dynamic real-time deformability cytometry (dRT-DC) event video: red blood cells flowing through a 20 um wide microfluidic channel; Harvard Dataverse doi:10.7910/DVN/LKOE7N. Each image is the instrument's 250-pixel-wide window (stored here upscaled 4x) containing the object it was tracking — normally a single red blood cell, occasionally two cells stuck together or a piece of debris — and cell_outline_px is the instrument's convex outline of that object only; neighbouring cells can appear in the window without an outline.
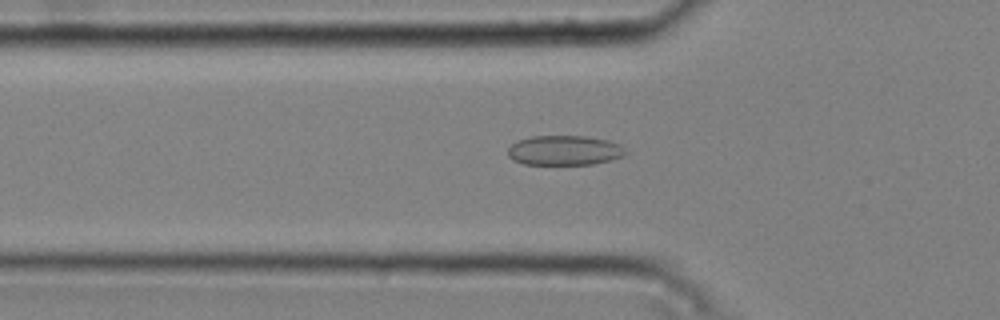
{"species": "common noctule bat (a hibernating species)", "species_latin": "Nyctalus noctula", "temperature_condition": "cold", "stored_images_in_passage": 48, "camera_frame_rate_fps": 3000, "um_per_image_px": 0.085, "animal": {"sex": "male", "body_mass_g": 20.4}, "frame": {"image": 1, "passage_image": 16, "time_ms": 5.0, "image_size_px": [1000, 320], "cell_outline_px": [[628, 152], [624, 156], [612, 160], [592, 164], [524, 164], [512, 160], [508, 156], [508, 148], [516, 140], [532, 136], [584, 136], [608, 140], [620, 144]], "centroid_in_image_um": [47.98, 12.78], "position_along_channel_um": 77.8, "area_um2": 20.58}}
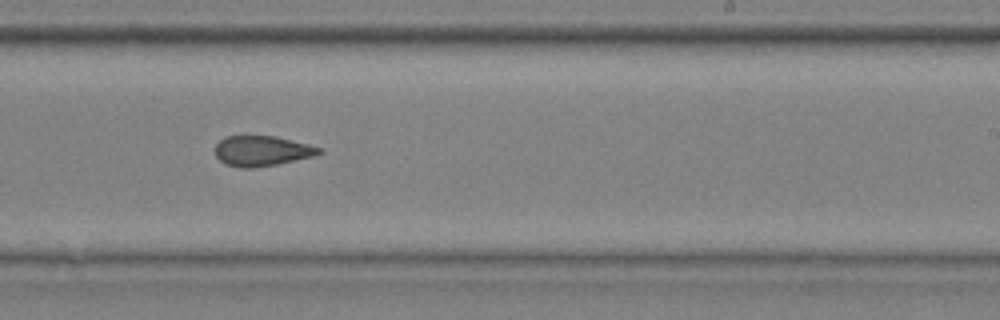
{"frame": {"image": 2, "passage_image": 31, "time_ms": 10.0, "image_size_px": [1000, 320], "cell_outline_px": [[324, 152], [312, 156], [276, 164], [256, 168], [240, 168], [224, 164], [216, 156], [216, 144], [224, 136], [244, 132], [276, 136], [308, 144], [320, 148]], "centroid_in_image_um": [22.18, 12.77], "position_along_channel_um": 266.8, "area_um2": 19.02}}
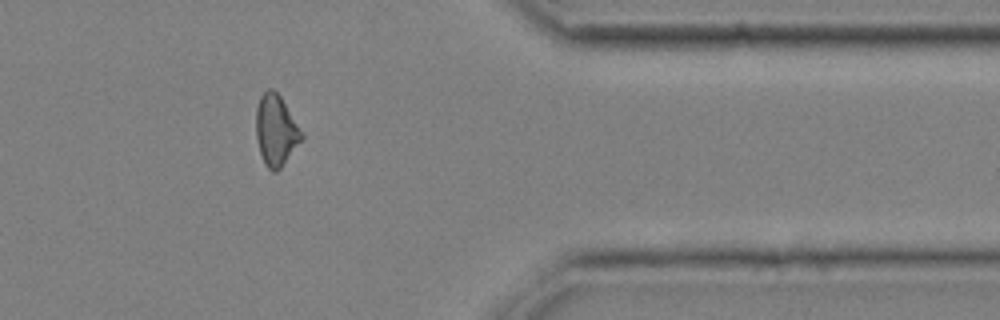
{"frame": {"image": 3, "passage_image": 42, "time_ms": 13.667, "image_size_px": [1000, 320], "cell_outline_px": [[304, 136], [280, 168], [276, 172], [272, 172], [264, 164], [260, 152], [256, 136], [256, 108], [260, 96], [268, 88], [272, 88], [280, 96], [304, 132]], "centroid_in_image_um": [23.45, 11.06], "position_along_channel_um": 387.9, "area_um2": 18.79}, "authors_computed_cell_mechanics": {"area_um2": 19.1607, "velocity_mm_per_s": 3.779, "shape_relaxation_time_tau1_ms": null, "shape_relaxation_time_tau2_ms": 2.3961, "deformation_change_tau1": null, "deformation_change_tau2": 0.0812}}